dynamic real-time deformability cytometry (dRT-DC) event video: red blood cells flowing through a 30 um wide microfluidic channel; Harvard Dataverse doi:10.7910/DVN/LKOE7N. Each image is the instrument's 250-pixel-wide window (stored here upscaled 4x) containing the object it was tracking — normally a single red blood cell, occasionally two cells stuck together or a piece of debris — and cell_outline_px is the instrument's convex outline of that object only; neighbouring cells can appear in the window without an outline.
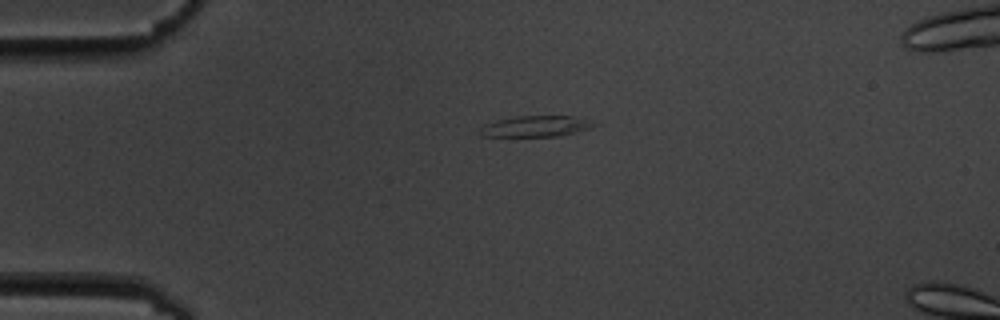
{"species": "common noctule bat (a hibernating species)", "species_latin": "Nyctalus noctula", "temperature_condition": "cold", "stored_images_in_passage": 6, "segment_of_instrument_passage": [2, 2], "camera_frame_rate_fps": 3000, "um_per_image_px": 0.085, "animal": {"sex": "male", "body_mass_g": 19.5, "forearm_length_mm": 54.6}, "frame": {"image": 1, "passage_image": 6, "time_ms": 6.667, "image_size_px": [1000, 320], "cell_outline_px": [[600, 124], [576, 132], [560, 136], [480, 136], [480, 128], [496, 120], [516, 116], [572, 116]], "centroid_in_image_um": [45.54, 10.73], "position_along_channel_um": 39.5, "area_um2": 13.7}}